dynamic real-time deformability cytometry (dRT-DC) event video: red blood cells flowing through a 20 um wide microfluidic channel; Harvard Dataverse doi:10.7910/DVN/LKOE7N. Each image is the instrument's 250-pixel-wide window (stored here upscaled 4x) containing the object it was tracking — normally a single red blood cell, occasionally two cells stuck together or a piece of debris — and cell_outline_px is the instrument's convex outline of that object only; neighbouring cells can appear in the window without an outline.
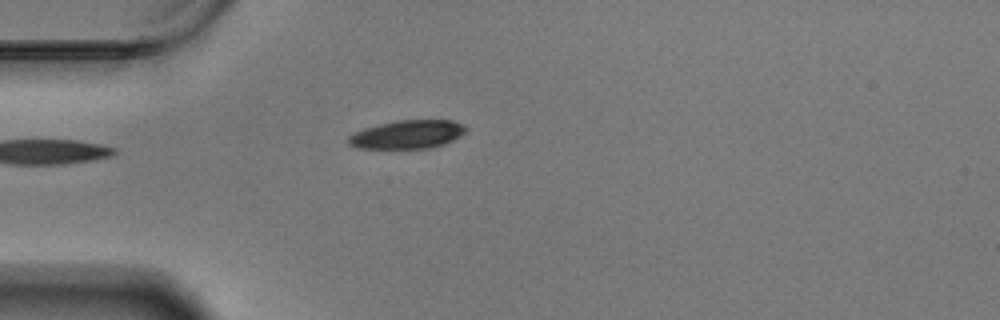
{"species": "Egyptian fruit bat (a non-hibernating species)", "species_latin": "Rousettus aegyptiacus", "temperature_condition": "warm", "stored_images_in_passage": 24, "camera_frame_rate_fps": 3000, "um_per_image_px": 0.085, "animal": {"sex": "male"}, "frame": {"image": 1, "passage_image": 1, "time_ms": 0.0, "image_size_px": [1000, 320], "cell_outline_px": [[468, 128], [460, 136], [444, 144], [428, 148], [356, 148], [348, 144], [348, 136], [364, 128], [396, 120], [452, 120], [464, 124]], "centroid_in_image_um": [34.64, 11.42], "position_along_channel_um": 50.4, "area_um2": 19.42}}
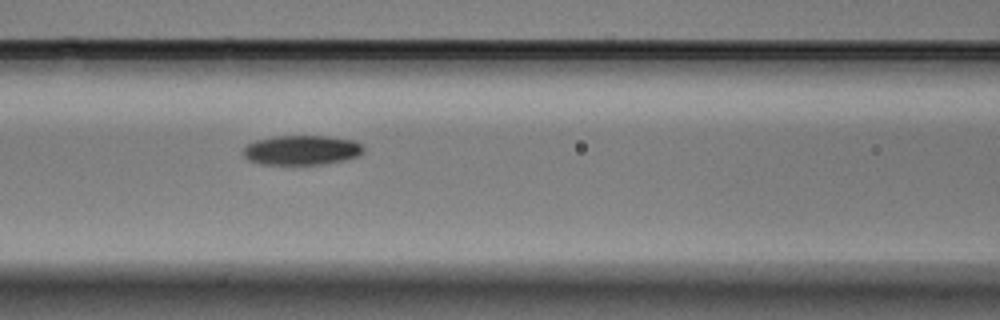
{"frame": {"image": 2, "passage_image": 10, "time_ms": 3.0, "image_size_px": [1000, 320], "cell_outline_px": [[364, 152], [356, 156], [344, 160], [320, 164], [260, 164], [248, 160], [244, 156], [244, 148], [248, 144], [256, 140], [276, 136], [328, 136], [352, 140], [360, 144], [364, 148]], "centroid_in_image_um": [25.63, 12.76], "position_along_channel_um": 141.0, "area_um2": 20.58}}
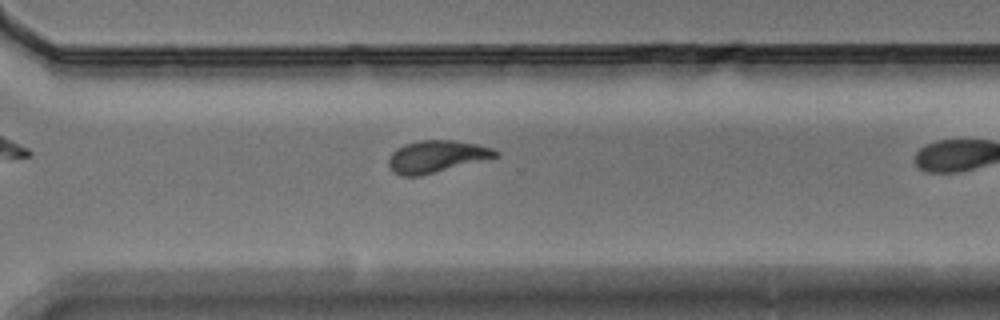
{"frame": {"image": 3, "passage_image": 23, "time_ms": 7.333, "image_size_px": [1000, 320], "cell_outline_px": [[500, 156], [420, 176], [400, 176], [392, 172], [388, 164], [388, 156], [396, 148], [404, 144], [420, 140], [452, 140], [476, 144], [492, 148], [500, 152]], "centroid_in_image_um": [37.07, 13.3], "position_along_channel_um": 333.5, "area_um2": 20.11}}